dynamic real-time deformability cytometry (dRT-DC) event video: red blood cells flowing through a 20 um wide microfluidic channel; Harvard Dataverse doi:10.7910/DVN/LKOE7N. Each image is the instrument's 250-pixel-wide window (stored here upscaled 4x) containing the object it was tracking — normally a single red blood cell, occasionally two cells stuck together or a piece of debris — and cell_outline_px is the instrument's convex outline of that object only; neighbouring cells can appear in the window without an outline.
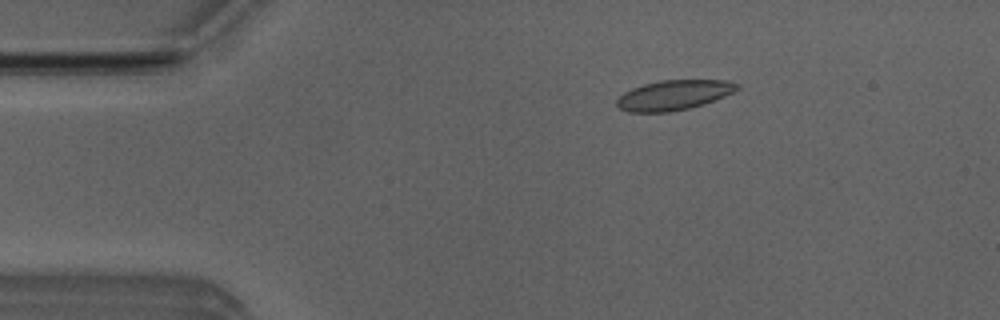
{"species": "Egyptian fruit bat (a non-hibernating species)", "species_latin": "Rousettus aegyptiacus", "temperature_condition": "room temperature", "stored_images_in_passage": 52, "camera_frame_rate_fps": 3000, "um_per_image_px": 0.085, "animal": {"sex": "male"}, "frame": {"image": 1, "passage_image": 9, "time_ms": 2.667, "image_size_px": [1000, 320], "cell_outline_px": [[740, 88], [724, 96], [704, 104], [688, 108], [668, 112], [628, 112], [620, 108], [616, 104], [616, 100], [624, 92], [632, 88], [644, 84], [660, 80], [728, 80], [736, 84]], "centroid_in_image_um": [57.25, 8.08], "position_along_channel_um": 27.8, "area_um2": 20.81}}
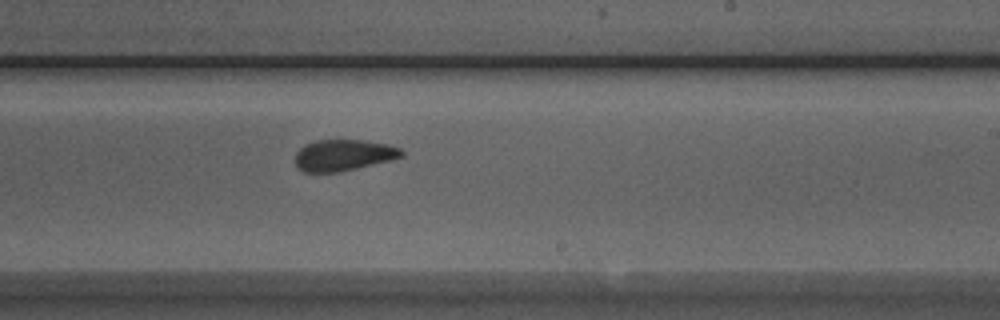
{"frame": {"image": 2, "passage_image": 31, "time_ms": 10.0, "image_size_px": [1000, 320], "cell_outline_px": [[404, 156], [392, 160], [356, 168], [336, 172], [304, 172], [296, 168], [296, 152], [304, 144], [316, 140], [364, 140], [388, 144], [400, 148], [404, 152]], "centroid_in_image_um": [29.2, 13.18], "position_along_channel_um": 259.8, "area_um2": 19.48}}
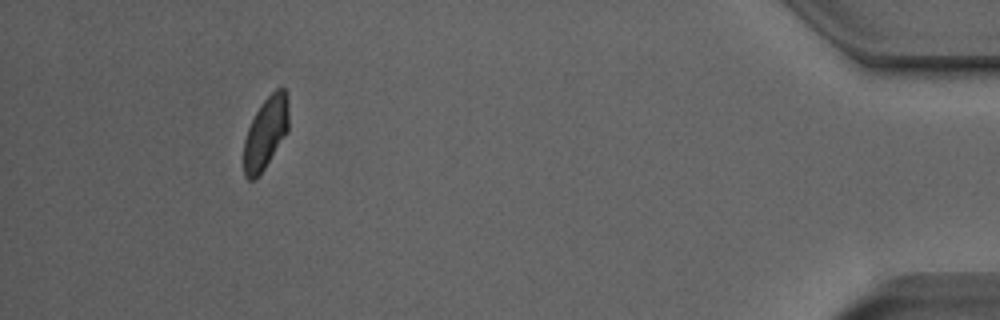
{"frame": {"image": 3, "passage_image": 48, "time_ms": 15.667, "image_size_px": [1000, 320], "cell_outline_px": [[288, 132], [264, 168], [252, 180], [248, 180], [244, 176], [244, 140], [248, 128], [256, 112], [264, 100], [276, 88], [284, 88], [288, 100]], "centroid_in_image_um": [22.59, 11.28], "position_along_channel_um": 412.6, "area_um2": 18.55}, "authors_computed_cell_mechanics": {"area_um2": 20.5479, "velocity_mm_per_s": 3.9147, "shape_relaxation_time_tau1_ms": 8.922, "shape_relaxation_time_tau2_ms": 1.4462, "deformation_change_tau1": 0.168, "deformation_change_tau2": 0.0732}}